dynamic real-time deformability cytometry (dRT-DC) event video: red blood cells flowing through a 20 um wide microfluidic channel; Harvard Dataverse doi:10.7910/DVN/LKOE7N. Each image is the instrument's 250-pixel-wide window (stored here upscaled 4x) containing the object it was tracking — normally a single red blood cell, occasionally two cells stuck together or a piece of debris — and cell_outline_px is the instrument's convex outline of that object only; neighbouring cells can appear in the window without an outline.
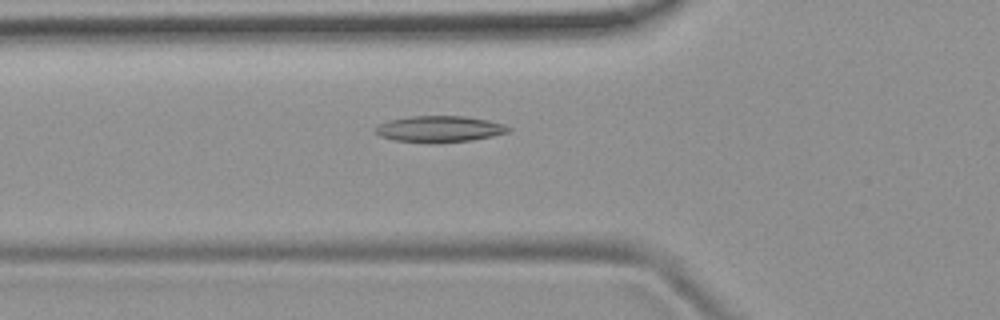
{"species": "common noctule bat (a hibernating species)", "species_latin": "Nyctalus noctula", "temperature_condition": "room temperature", "stored_images_in_passage": 53, "camera_frame_rate_fps": 3000, "um_per_image_px": 0.085, "animal": {"sex": "female", "body_mass_g": 19.9}, "frame": {"image": 1, "passage_image": 19, "time_ms": 6.0, "image_size_px": [1000, 320], "cell_outline_px": [[512, 128], [508, 132], [492, 136], [472, 140], [440, 144], [428, 144], [392, 140], [380, 136], [372, 132], [380, 124], [392, 120], [412, 116], [464, 116], [488, 120], [504, 124]], "centroid_in_image_um": [37.35, 10.99], "position_along_channel_um": 88.5, "area_um2": 20.69}}
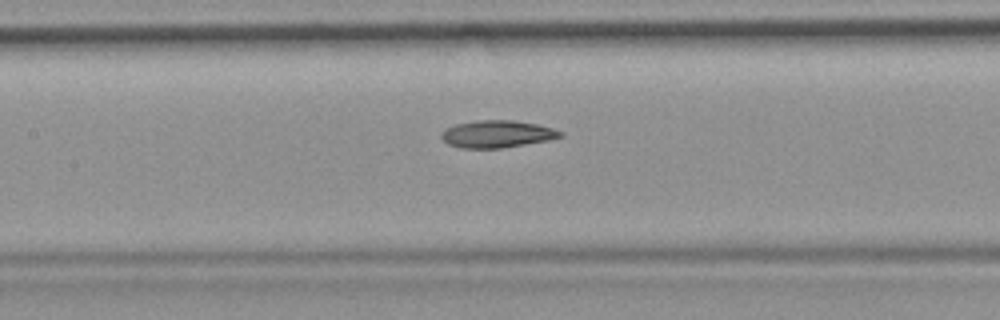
{"frame": {"image": 2, "passage_image": 25, "time_ms": 8.0, "image_size_px": [1000, 320], "cell_outline_px": [[564, 136], [548, 140], [500, 148], [460, 148], [448, 144], [440, 136], [440, 132], [456, 124], [476, 120], [512, 120], [536, 124], [552, 128], [564, 132]], "centroid_in_image_um": [42.24, 11.39], "position_along_channel_um": 165.2, "area_um2": 18.79}}
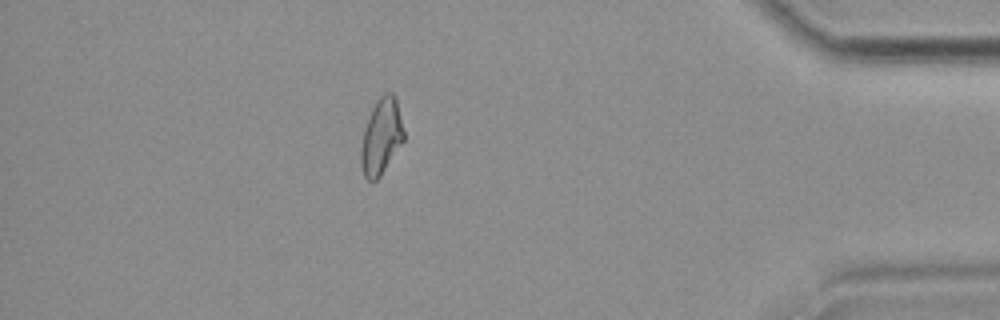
{"frame": {"image": 3, "passage_image": 47, "time_ms": 15.333, "image_size_px": [1000, 320], "cell_outline_px": [[404, 140], [380, 176], [376, 180], [368, 180], [364, 176], [360, 164], [360, 148], [364, 128], [368, 116], [376, 100], [384, 92], [392, 92], [396, 96], [404, 132]], "centroid_in_image_um": [32.39, 11.58], "position_along_channel_um": 402.8, "area_um2": 19.07}, "authors_computed_cell_mechanics": {"area_um2": 19.5942, "velocity_mm_per_s": 3.8153, "shape_relaxation_time_tau1_ms": null, "shape_relaxation_time_tau2_ms": 4.5481, "deformation_change_tau1": null, "deformation_change_tau2": 0.1252}}